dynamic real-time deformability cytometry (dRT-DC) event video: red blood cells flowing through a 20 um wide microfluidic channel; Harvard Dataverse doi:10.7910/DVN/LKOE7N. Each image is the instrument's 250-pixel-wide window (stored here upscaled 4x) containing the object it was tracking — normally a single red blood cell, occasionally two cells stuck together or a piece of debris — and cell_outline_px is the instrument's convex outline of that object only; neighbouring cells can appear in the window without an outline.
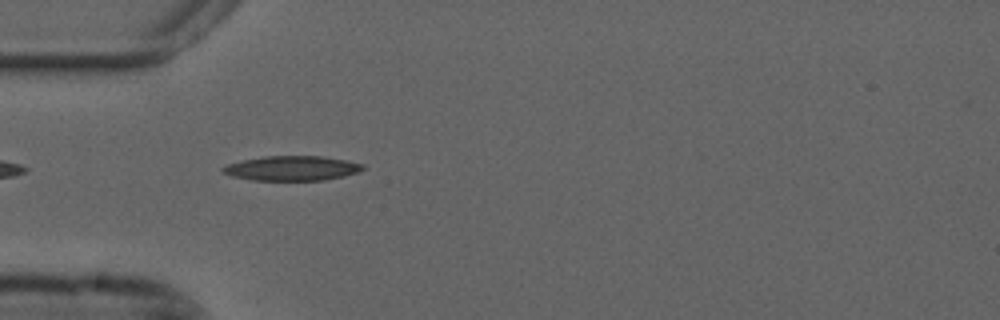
{"species": "common noctule bat (a hibernating species)", "species_latin": "Nyctalus noctula", "temperature_condition": "cold", "stored_images_in_passage": 40, "camera_frame_rate_fps": 3000, "um_per_image_px": 0.085, "animal": {"sex": "male", "forearm_length_mm": 52.5}, "frame": {"image": 1, "passage_image": 2, "time_ms": 0.333, "image_size_px": [1000, 320], "cell_outline_px": [[364, 168], [356, 172], [344, 176], [324, 180], [252, 180], [232, 176], [224, 172], [220, 168], [228, 164], [244, 160], [264, 156], [320, 156], [344, 160], [364, 164]], "centroid_in_image_um": [24.8, 14.3], "position_along_channel_um": 60.2, "area_um2": 19.88}}
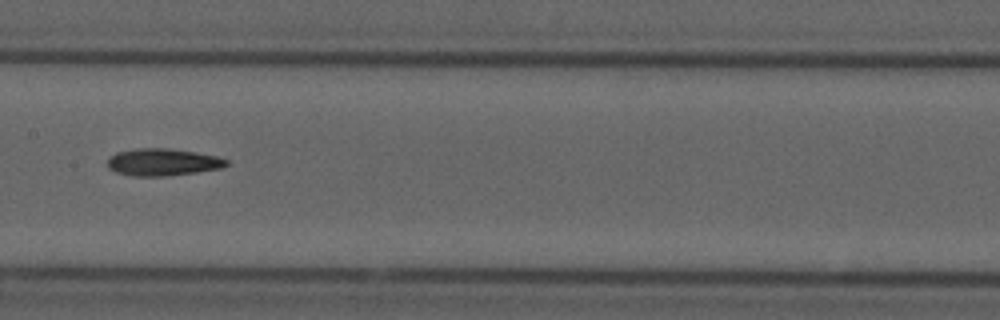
{"frame": {"image": 2, "passage_image": 13, "time_ms": 4.0, "image_size_px": [1000, 320], "cell_outline_px": [[228, 164], [220, 168], [196, 172], [164, 176], [132, 176], [116, 172], [108, 168], [108, 160], [116, 152], [136, 148], [168, 148], [196, 152], [216, 156], [228, 160]], "centroid_in_image_um": [13.81, 13.78], "position_along_channel_um": 193.6, "area_um2": 18.73}}
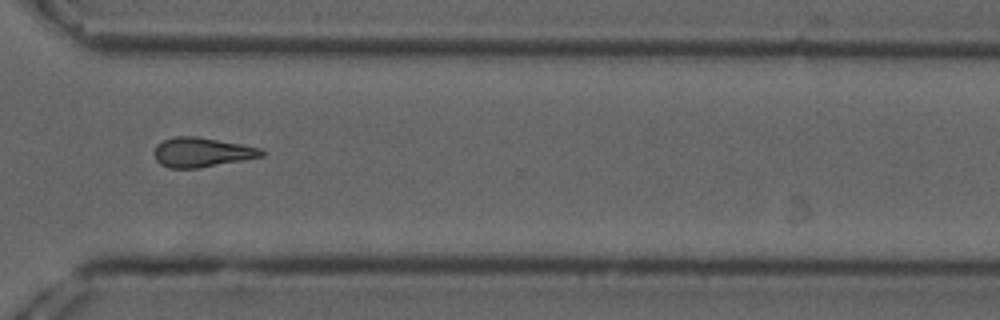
{"frame": {"image": 3, "passage_image": 26, "time_ms": 8.333, "image_size_px": [1000, 320], "cell_outline_px": [[264, 156], [200, 168], [168, 168], [160, 164], [156, 160], [152, 152], [156, 144], [164, 140], [176, 136], [196, 136], [240, 144], [260, 148], [264, 152]], "centroid_in_image_um": [17.1, 12.95], "position_along_channel_um": 353.5, "area_um2": 18.5}}